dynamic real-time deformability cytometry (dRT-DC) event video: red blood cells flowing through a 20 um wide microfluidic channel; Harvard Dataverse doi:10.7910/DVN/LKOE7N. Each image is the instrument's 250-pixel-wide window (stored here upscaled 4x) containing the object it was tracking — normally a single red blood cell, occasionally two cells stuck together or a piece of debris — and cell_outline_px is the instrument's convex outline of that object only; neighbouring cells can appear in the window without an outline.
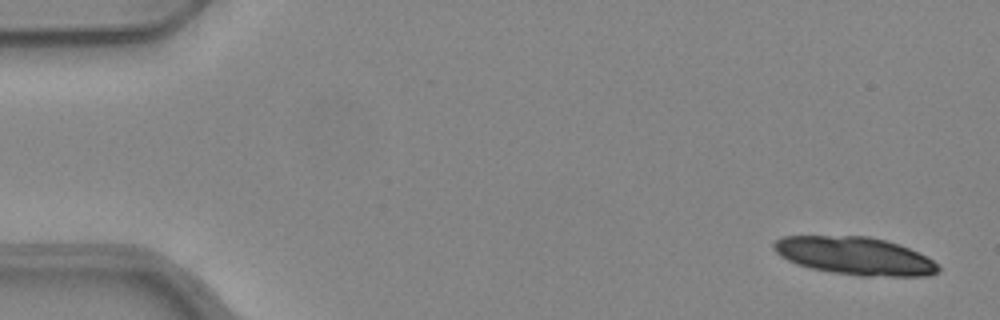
{"species": "common noctule bat (a hibernating species)", "species_latin": "Nyctalus noctula", "temperature_condition": "warm", "stored_images_in_passage": 21, "camera_frame_rate_fps": 3000, "um_per_image_px": 0.085, "animal": {"sex": "female", "body_mass_g": 24.6, "forearm_length_mm": 56.2}, "frame": {"image": 1, "passage_image": 1, "time_ms": 0.0, "image_size_px": [1000, 320], "cell_outline_px": [[940, 272], [928, 276], [860, 276], [832, 272], [812, 268], [796, 264], [780, 256], [772, 248], [772, 244], [776, 240], [784, 236], [868, 236], [884, 240], [908, 248], [932, 260], [940, 268]], "centroid_in_image_um": [72.64, 21.76], "position_along_channel_um": 12.4, "area_um2": 36.07}}
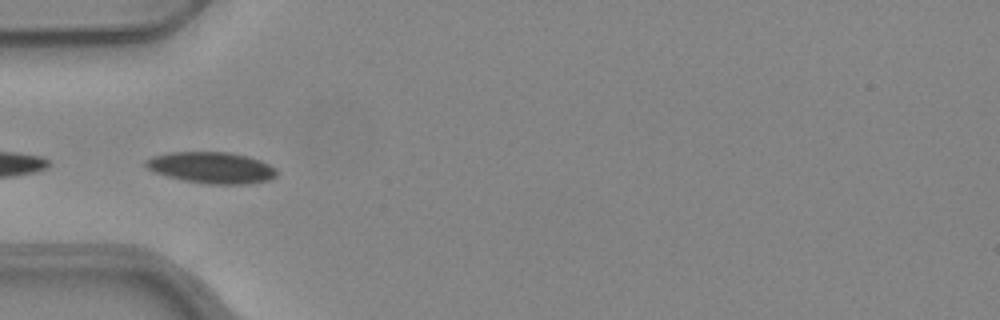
{"frame": {"image": 2, "passage_image": 16, "time_ms": 5.0, "image_size_px": [1000, 320], "cell_outline_px": [[276, 176], [268, 180], [244, 184], [208, 184], [184, 180], [168, 176], [156, 172], [148, 168], [144, 164], [144, 160], [152, 156], [172, 152], [228, 152], [248, 156], [260, 160], [276, 168]], "centroid_in_image_um": [17.98, 14.24], "position_along_channel_um": 67.0, "area_um2": 23.76}}